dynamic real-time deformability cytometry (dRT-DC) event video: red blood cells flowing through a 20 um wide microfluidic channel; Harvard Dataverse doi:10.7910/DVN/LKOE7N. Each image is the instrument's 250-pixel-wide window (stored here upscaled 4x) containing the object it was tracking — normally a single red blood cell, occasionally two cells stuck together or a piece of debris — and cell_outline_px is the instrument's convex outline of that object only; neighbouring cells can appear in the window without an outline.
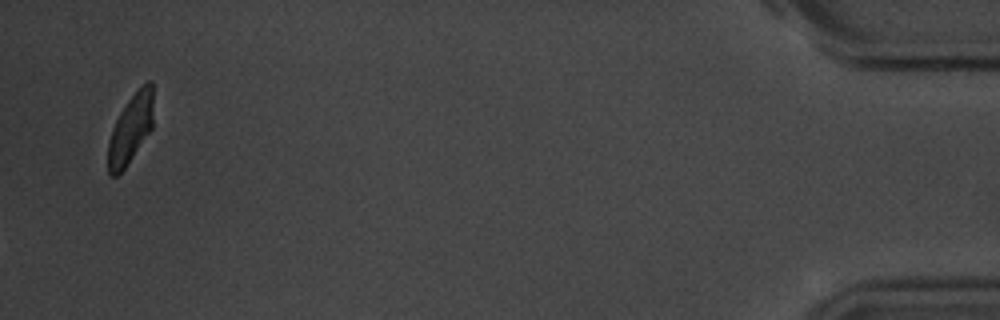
{"species": "common noctule bat (a hibernating species)", "species_latin": "Nyctalus noctula", "temperature_condition": "room temperature", "stored_images_in_passage": 16, "camera_frame_rate_fps": 3000, "um_per_image_px": 0.085, "animal": {"sex": "male", "body_mass_g": 20.1, "forearm_length_mm": 53.5}, "frame": {"image": 1, "passage_image": 16, "time_ms": 18.667, "image_size_px": [1000, 320], "cell_outline_px": [[152, 128], [124, 168], [116, 176], [108, 176], [108, 144], [112, 128], [120, 112], [128, 100], [148, 80], [152, 84]], "centroid_in_image_um": [11.07, 10.98], "position_along_channel_um": 424.1, "area_um2": 17.69}, "authors_computed_cell_mechanics": {"area_um2": 16.1262, "velocity_mm_per_s": 3.6372, "shape_relaxation_time_tau1_ms": 1.5767, "shape_relaxation_time_tau2_ms": 0.5217, "deformation_change_tau1": 0.0843, "deformation_change_tau2": 0.0441}}